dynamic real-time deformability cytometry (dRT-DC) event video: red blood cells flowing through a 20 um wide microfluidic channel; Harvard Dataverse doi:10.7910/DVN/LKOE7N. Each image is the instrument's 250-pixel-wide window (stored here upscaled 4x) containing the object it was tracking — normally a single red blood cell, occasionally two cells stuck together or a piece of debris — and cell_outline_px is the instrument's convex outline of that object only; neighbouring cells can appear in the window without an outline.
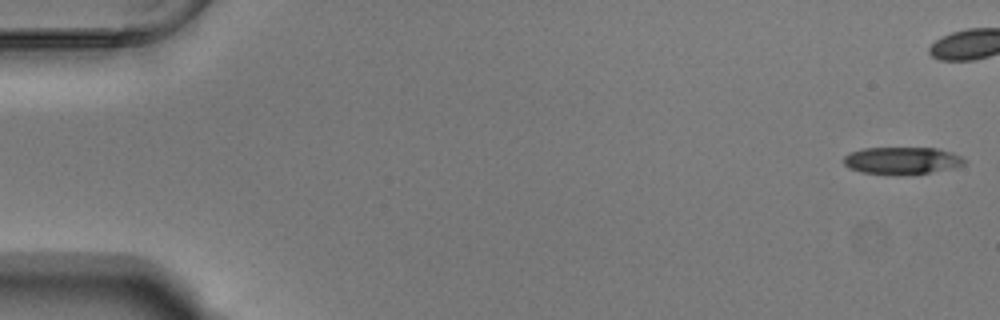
{"species": "Egyptian fruit bat (a non-hibernating species)", "species_latin": "Rousettus aegyptiacus", "temperature_condition": "warm", "stored_images_in_passage": 43, "camera_frame_rate_fps": 3000, "um_per_image_px": 0.085, "animal": {"sex": "male"}, "frame": {"image": 1, "passage_image": 1, "time_ms": 0.0, "image_size_px": [1000, 320], "cell_outline_px": [[964, 164], [952, 168], [932, 172], [896, 176], [860, 172], [848, 168], [844, 164], [844, 156], [848, 152], [864, 148], [940, 148], [952, 152], [960, 156], [964, 160]], "centroid_in_image_um": [76.62, 13.66], "position_along_channel_um": 8.4, "area_um2": 19.48}}
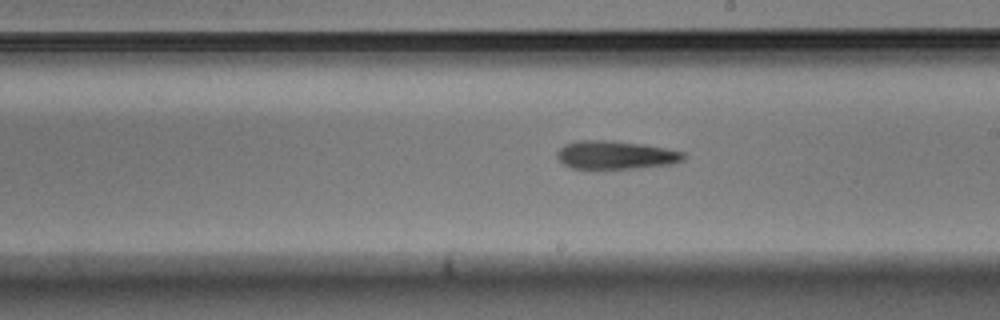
{"frame": {"image": 2, "passage_image": 31, "time_ms": 10.0, "image_size_px": [1000, 320], "cell_outline_px": [[684, 160], [672, 164], [640, 168], [572, 168], [564, 164], [556, 156], [556, 152], [564, 144], [576, 140], [612, 140], [644, 144], [684, 152]], "centroid_in_image_um": [52.32, 13.16], "position_along_channel_um": 236.7, "area_um2": 20.92}}
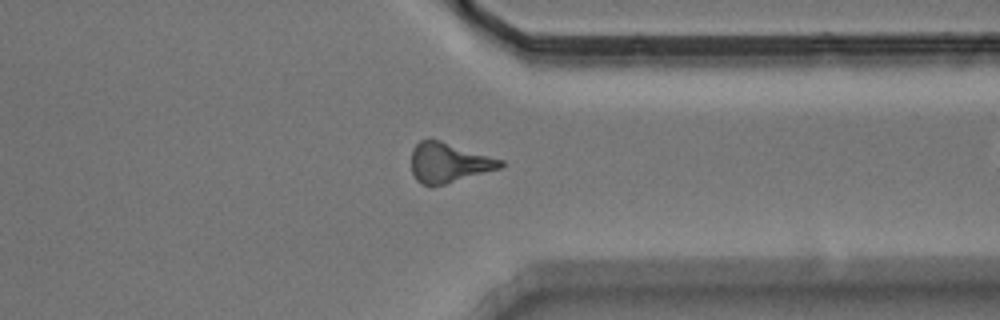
{"frame": {"image": 3, "passage_image": 42, "time_ms": 13.667, "image_size_px": [1000, 320], "cell_outline_px": [[504, 164], [500, 168], [432, 188], [420, 184], [416, 180], [412, 172], [412, 148], [420, 140], [440, 140], [504, 160]], "centroid_in_image_um": [38.12, 13.85], "position_along_channel_um": 373.3, "area_um2": 20.81}}